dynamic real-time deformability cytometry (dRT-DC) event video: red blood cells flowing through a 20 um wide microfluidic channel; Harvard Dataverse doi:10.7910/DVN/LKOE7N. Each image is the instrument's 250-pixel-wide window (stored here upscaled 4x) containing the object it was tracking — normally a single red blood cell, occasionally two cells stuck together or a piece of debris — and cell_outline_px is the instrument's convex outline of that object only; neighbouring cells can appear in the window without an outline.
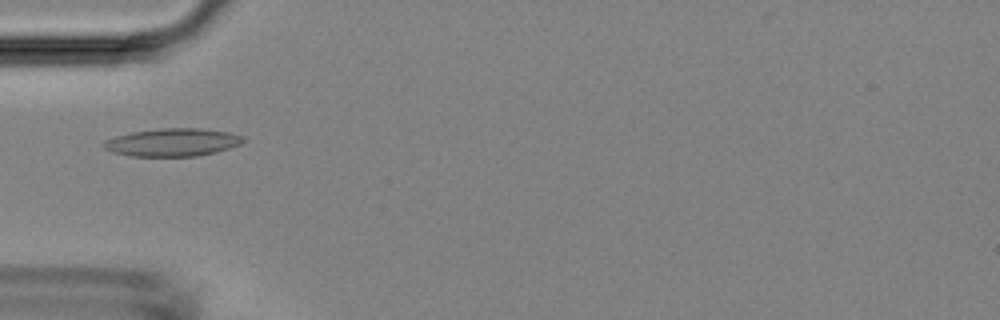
{"species": "Egyptian fruit bat (a non-hibernating species)", "species_latin": "Rousettus aegyptiacus", "temperature_condition": "room temperature", "stored_images_in_passage": 5, "camera_frame_rate_fps": 3000, "um_per_image_px": 0.085, "animal": {"sex": "female"}, "frame": {"image": 1, "passage_image": 4, "time_ms": 5.0, "image_size_px": [1000, 320], "cell_outline_px": [[244, 140], [240, 144], [216, 152], [196, 156], [128, 156], [112, 152], [104, 148], [100, 144], [104, 140], [116, 136], [132, 132], [164, 128], [200, 128], [228, 132], [244, 136]], "centroid_in_image_um": [14.63, 12.1], "position_along_channel_um": 70.4, "area_um2": 22.66}}